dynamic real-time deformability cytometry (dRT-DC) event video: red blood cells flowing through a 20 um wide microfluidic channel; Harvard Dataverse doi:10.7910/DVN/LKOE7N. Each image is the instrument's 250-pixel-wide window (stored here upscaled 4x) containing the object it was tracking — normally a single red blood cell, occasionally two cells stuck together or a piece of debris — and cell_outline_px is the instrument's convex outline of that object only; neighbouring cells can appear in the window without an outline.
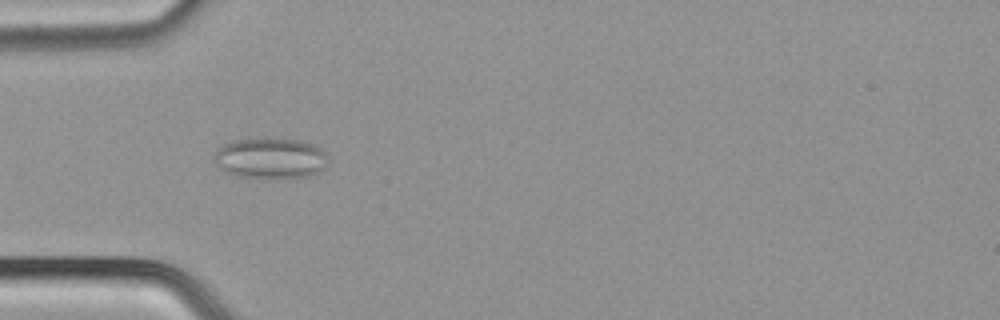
{"species": "common noctule bat (a hibernating species)", "species_latin": "Nyctalus noctula", "temperature_condition": "cold", "stored_images_in_passage": 50, "camera_frame_rate_fps": 3000, "um_per_image_px": 0.085, "animal": {"sex": "male", "body_mass_g": 21.5, "forearm_length_mm": 52.0}, "frame": {"image": 1, "passage_image": 15, "time_ms": 4.667, "image_size_px": [1000, 320], "cell_outline_px": [[324, 168], [320, 172], [312, 176], [260, 180], [236, 176], [224, 172], [212, 160], [212, 156], [224, 144], [232, 140], [256, 136], [268, 136], [300, 140], [312, 144], [320, 148], [324, 152]], "centroid_in_image_um": [22.91, 13.44], "position_along_channel_um": 62.1, "area_um2": 28.26}}
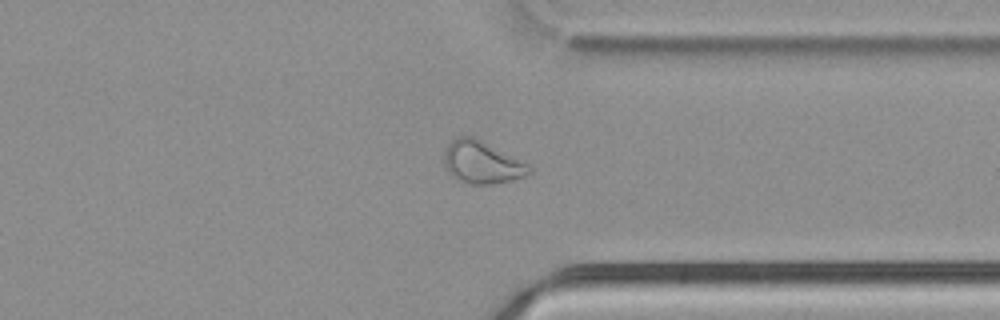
{"frame": {"image": 2, "passage_image": 38, "time_ms": 12.333, "image_size_px": [1000, 320], "cell_outline_px": [[532, 172], [524, 176], [512, 180], [492, 184], [464, 184], [456, 180], [452, 176], [444, 164], [444, 152], [448, 144], [456, 136], [472, 136], [528, 164], [532, 168]], "centroid_in_image_um": [40.93, 13.82], "position_along_channel_um": 370.5, "area_um2": 20.92}}
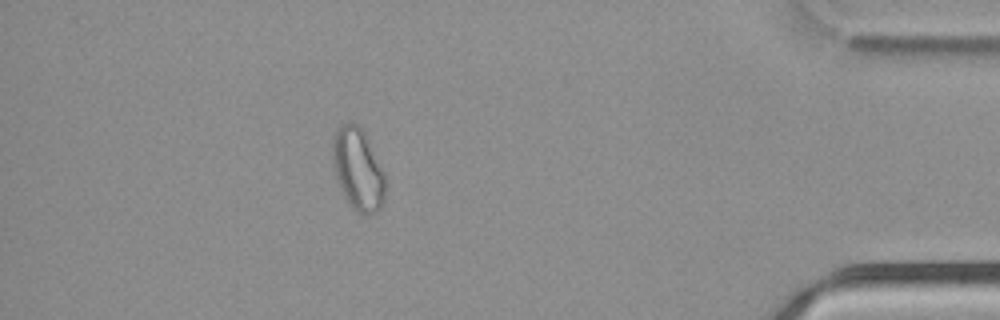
{"frame": {"image": 3, "passage_image": 44, "time_ms": 14.333, "image_size_px": [1000, 320], "cell_outline_px": [[384, 200], [380, 208], [376, 212], [368, 216], [364, 216], [356, 212], [352, 208], [344, 196], [336, 176], [332, 156], [332, 140], [340, 124], [348, 120], [360, 124], [384, 172]], "centroid_in_image_um": [30.42, 14.37], "position_along_channel_um": 404.8, "area_um2": 25.32}}